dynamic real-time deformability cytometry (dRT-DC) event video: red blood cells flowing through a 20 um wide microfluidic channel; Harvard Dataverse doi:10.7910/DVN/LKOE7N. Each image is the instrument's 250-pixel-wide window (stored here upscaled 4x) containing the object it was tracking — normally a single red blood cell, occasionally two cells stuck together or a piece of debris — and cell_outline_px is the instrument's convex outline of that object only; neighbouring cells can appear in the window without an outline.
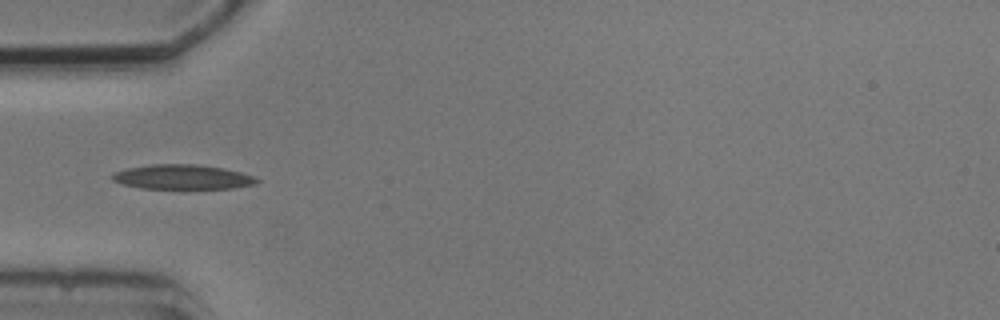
{"species": "common noctule bat (a hibernating species)", "species_latin": "Nyctalus noctula", "temperature_condition": "cold", "stored_images_in_passage": 1, "camera_frame_rate_fps": 3000, "um_per_image_px": 0.085, "animal": {"sex": "male", "body_mass_g": 20.5, "forearm_length_mm": 52.5}, "frame": {"image": 1, "passage_image": 1, "time_ms": 0.0, "image_size_px": [1000, 320], "cell_outline_px": [[260, 180], [256, 184], [232, 188], [140, 188], [120, 184], [112, 180], [108, 176], [112, 172], [128, 168], [152, 164], [196, 164], [220, 168], [240, 172], [252, 176]], "centroid_in_image_um": [15.42, 15.04], "position_along_channel_um": 69.6, "area_um2": 20.69}}